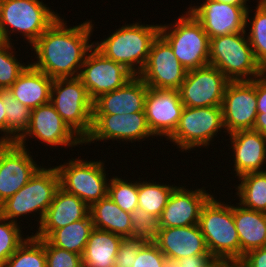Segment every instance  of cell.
I'll list each match as a JSON object with an SVG mask.
<instances>
[{
  "mask_svg": "<svg viewBox=\"0 0 266 267\" xmlns=\"http://www.w3.org/2000/svg\"><path fill=\"white\" fill-rule=\"evenodd\" d=\"M92 21L68 27L64 17L57 19L30 47L37 59L30 64L51 79L79 77L87 54L94 47L90 40L95 28Z\"/></svg>",
  "mask_w": 266,
  "mask_h": 267,
  "instance_id": "obj_1",
  "label": "cell"
},
{
  "mask_svg": "<svg viewBox=\"0 0 266 267\" xmlns=\"http://www.w3.org/2000/svg\"><path fill=\"white\" fill-rule=\"evenodd\" d=\"M122 25L101 41H94V47L105 57L124 65L134 75L144 69L153 41L160 34V24Z\"/></svg>",
  "mask_w": 266,
  "mask_h": 267,
  "instance_id": "obj_2",
  "label": "cell"
},
{
  "mask_svg": "<svg viewBox=\"0 0 266 267\" xmlns=\"http://www.w3.org/2000/svg\"><path fill=\"white\" fill-rule=\"evenodd\" d=\"M60 17L42 0H0V39L12 43L16 33L31 47Z\"/></svg>",
  "mask_w": 266,
  "mask_h": 267,
  "instance_id": "obj_3",
  "label": "cell"
},
{
  "mask_svg": "<svg viewBox=\"0 0 266 267\" xmlns=\"http://www.w3.org/2000/svg\"><path fill=\"white\" fill-rule=\"evenodd\" d=\"M216 198L212 195L201 209L198 224L201 233L214 259L240 261V241L233 217V204Z\"/></svg>",
  "mask_w": 266,
  "mask_h": 267,
  "instance_id": "obj_4",
  "label": "cell"
},
{
  "mask_svg": "<svg viewBox=\"0 0 266 267\" xmlns=\"http://www.w3.org/2000/svg\"><path fill=\"white\" fill-rule=\"evenodd\" d=\"M48 166L42 165L25 186L0 205V215L3 218L22 224L20 223L22 216L33 214V218L36 214L39 215V219L35 221L38 222L37 225H40L56 191L60 188V178L56 167Z\"/></svg>",
  "mask_w": 266,
  "mask_h": 267,
  "instance_id": "obj_5",
  "label": "cell"
},
{
  "mask_svg": "<svg viewBox=\"0 0 266 267\" xmlns=\"http://www.w3.org/2000/svg\"><path fill=\"white\" fill-rule=\"evenodd\" d=\"M246 31L210 38L209 65L230 81H251L266 73L256 60Z\"/></svg>",
  "mask_w": 266,
  "mask_h": 267,
  "instance_id": "obj_6",
  "label": "cell"
},
{
  "mask_svg": "<svg viewBox=\"0 0 266 267\" xmlns=\"http://www.w3.org/2000/svg\"><path fill=\"white\" fill-rule=\"evenodd\" d=\"M184 13V14H183ZM170 24H160V35L170 44L181 65L189 70L209 65L210 39L187 10Z\"/></svg>",
  "mask_w": 266,
  "mask_h": 267,
  "instance_id": "obj_7",
  "label": "cell"
},
{
  "mask_svg": "<svg viewBox=\"0 0 266 267\" xmlns=\"http://www.w3.org/2000/svg\"><path fill=\"white\" fill-rule=\"evenodd\" d=\"M50 102L67 126L84 141L92 128L93 100L81 79H53Z\"/></svg>",
  "mask_w": 266,
  "mask_h": 267,
  "instance_id": "obj_8",
  "label": "cell"
},
{
  "mask_svg": "<svg viewBox=\"0 0 266 267\" xmlns=\"http://www.w3.org/2000/svg\"><path fill=\"white\" fill-rule=\"evenodd\" d=\"M221 130H225L221 106H185L178 126L167 141L170 140L169 142L183 153L201 149V147L207 149L210 144H213L211 142L215 140L214 138L222 133Z\"/></svg>",
  "mask_w": 266,
  "mask_h": 267,
  "instance_id": "obj_9",
  "label": "cell"
},
{
  "mask_svg": "<svg viewBox=\"0 0 266 267\" xmlns=\"http://www.w3.org/2000/svg\"><path fill=\"white\" fill-rule=\"evenodd\" d=\"M104 163L103 160L88 161L78 156L61 165H55L60 178V188L76 195L90 207L94 202L108 196L110 179L107 177L109 173L106 172Z\"/></svg>",
  "mask_w": 266,
  "mask_h": 267,
  "instance_id": "obj_10",
  "label": "cell"
},
{
  "mask_svg": "<svg viewBox=\"0 0 266 267\" xmlns=\"http://www.w3.org/2000/svg\"><path fill=\"white\" fill-rule=\"evenodd\" d=\"M31 137L52 148L61 146L72 149L83 145V141L67 126L51 102L32 109L29 126L16 144L26 148V142Z\"/></svg>",
  "mask_w": 266,
  "mask_h": 267,
  "instance_id": "obj_11",
  "label": "cell"
},
{
  "mask_svg": "<svg viewBox=\"0 0 266 267\" xmlns=\"http://www.w3.org/2000/svg\"><path fill=\"white\" fill-rule=\"evenodd\" d=\"M155 138L151 132L145 112L132 114H93L90 134L83 141V145L95 142L122 141L134 143L147 138Z\"/></svg>",
  "mask_w": 266,
  "mask_h": 267,
  "instance_id": "obj_12",
  "label": "cell"
},
{
  "mask_svg": "<svg viewBox=\"0 0 266 267\" xmlns=\"http://www.w3.org/2000/svg\"><path fill=\"white\" fill-rule=\"evenodd\" d=\"M229 82L211 65L189 70L179 88L181 101L187 107L221 106Z\"/></svg>",
  "mask_w": 266,
  "mask_h": 267,
  "instance_id": "obj_13",
  "label": "cell"
},
{
  "mask_svg": "<svg viewBox=\"0 0 266 267\" xmlns=\"http://www.w3.org/2000/svg\"><path fill=\"white\" fill-rule=\"evenodd\" d=\"M134 76L124 65L105 57L95 47L87 54L79 74L93 101L101 94L124 86Z\"/></svg>",
  "mask_w": 266,
  "mask_h": 267,
  "instance_id": "obj_14",
  "label": "cell"
},
{
  "mask_svg": "<svg viewBox=\"0 0 266 267\" xmlns=\"http://www.w3.org/2000/svg\"><path fill=\"white\" fill-rule=\"evenodd\" d=\"M221 107L225 134L253 130L257 117L256 79L230 81Z\"/></svg>",
  "mask_w": 266,
  "mask_h": 267,
  "instance_id": "obj_15",
  "label": "cell"
},
{
  "mask_svg": "<svg viewBox=\"0 0 266 267\" xmlns=\"http://www.w3.org/2000/svg\"><path fill=\"white\" fill-rule=\"evenodd\" d=\"M187 72L173 54L170 44L159 34L153 41L147 63L138 76L150 88L179 90Z\"/></svg>",
  "mask_w": 266,
  "mask_h": 267,
  "instance_id": "obj_16",
  "label": "cell"
},
{
  "mask_svg": "<svg viewBox=\"0 0 266 267\" xmlns=\"http://www.w3.org/2000/svg\"><path fill=\"white\" fill-rule=\"evenodd\" d=\"M200 4H191L187 10L201 23L209 39L246 30V13L250 5L215 0H203Z\"/></svg>",
  "mask_w": 266,
  "mask_h": 267,
  "instance_id": "obj_17",
  "label": "cell"
},
{
  "mask_svg": "<svg viewBox=\"0 0 266 267\" xmlns=\"http://www.w3.org/2000/svg\"><path fill=\"white\" fill-rule=\"evenodd\" d=\"M29 148L16 143L0 144V205L25 186L36 171L37 165Z\"/></svg>",
  "mask_w": 266,
  "mask_h": 267,
  "instance_id": "obj_18",
  "label": "cell"
},
{
  "mask_svg": "<svg viewBox=\"0 0 266 267\" xmlns=\"http://www.w3.org/2000/svg\"><path fill=\"white\" fill-rule=\"evenodd\" d=\"M184 107L179 90L148 87L144 111L151 132L167 139L178 126Z\"/></svg>",
  "mask_w": 266,
  "mask_h": 267,
  "instance_id": "obj_19",
  "label": "cell"
},
{
  "mask_svg": "<svg viewBox=\"0 0 266 267\" xmlns=\"http://www.w3.org/2000/svg\"><path fill=\"white\" fill-rule=\"evenodd\" d=\"M176 186L171 193L160 217V227H183L199 224L203 205L213 195L208 190ZM208 191V192H207Z\"/></svg>",
  "mask_w": 266,
  "mask_h": 267,
  "instance_id": "obj_20",
  "label": "cell"
},
{
  "mask_svg": "<svg viewBox=\"0 0 266 267\" xmlns=\"http://www.w3.org/2000/svg\"><path fill=\"white\" fill-rule=\"evenodd\" d=\"M229 135L234 176L236 178L266 170V136L254 130H240ZM264 164V165H263ZM262 166H265L262 167Z\"/></svg>",
  "mask_w": 266,
  "mask_h": 267,
  "instance_id": "obj_21",
  "label": "cell"
},
{
  "mask_svg": "<svg viewBox=\"0 0 266 267\" xmlns=\"http://www.w3.org/2000/svg\"><path fill=\"white\" fill-rule=\"evenodd\" d=\"M148 86L135 75L124 86L101 94L93 101V114H132L145 112V97Z\"/></svg>",
  "mask_w": 266,
  "mask_h": 267,
  "instance_id": "obj_22",
  "label": "cell"
},
{
  "mask_svg": "<svg viewBox=\"0 0 266 267\" xmlns=\"http://www.w3.org/2000/svg\"><path fill=\"white\" fill-rule=\"evenodd\" d=\"M90 207L76 195L59 188L36 232L37 238H47L54 230L84 219Z\"/></svg>",
  "mask_w": 266,
  "mask_h": 267,
  "instance_id": "obj_23",
  "label": "cell"
},
{
  "mask_svg": "<svg viewBox=\"0 0 266 267\" xmlns=\"http://www.w3.org/2000/svg\"><path fill=\"white\" fill-rule=\"evenodd\" d=\"M154 243L164 255L176 259L210 254L198 224L183 227H160Z\"/></svg>",
  "mask_w": 266,
  "mask_h": 267,
  "instance_id": "obj_24",
  "label": "cell"
},
{
  "mask_svg": "<svg viewBox=\"0 0 266 267\" xmlns=\"http://www.w3.org/2000/svg\"><path fill=\"white\" fill-rule=\"evenodd\" d=\"M53 79L29 64L9 88L13 97L31 110L50 102Z\"/></svg>",
  "mask_w": 266,
  "mask_h": 267,
  "instance_id": "obj_25",
  "label": "cell"
},
{
  "mask_svg": "<svg viewBox=\"0 0 266 267\" xmlns=\"http://www.w3.org/2000/svg\"><path fill=\"white\" fill-rule=\"evenodd\" d=\"M235 204H237L235 206ZM233 204V217L240 241V260L251 250L266 247V213Z\"/></svg>",
  "mask_w": 266,
  "mask_h": 267,
  "instance_id": "obj_26",
  "label": "cell"
},
{
  "mask_svg": "<svg viewBox=\"0 0 266 267\" xmlns=\"http://www.w3.org/2000/svg\"><path fill=\"white\" fill-rule=\"evenodd\" d=\"M122 236L94 228L82 254L83 267H113Z\"/></svg>",
  "mask_w": 266,
  "mask_h": 267,
  "instance_id": "obj_27",
  "label": "cell"
},
{
  "mask_svg": "<svg viewBox=\"0 0 266 267\" xmlns=\"http://www.w3.org/2000/svg\"><path fill=\"white\" fill-rule=\"evenodd\" d=\"M94 228L109 231L125 237H130V213L122 210L107 196L94 202L89 209Z\"/></svg>",
  "mask_w": 266,
  "mask_h": 267,
  "instance_id": "obj_28",
  "label": "cell"
},
{
  "mask_svg": "<svg viewBox=\"0 0 266 267\" xmlns=\"http://www.w3.org/2000/svg\"><path fill=\"white\" fill-rule=\"evenodd\" d=\"M94 229L90 213L76 222L54 230L46 240L53 246L77 253L82 256L88 238Z\"/></svg>",
  "mask_w": 266,
  "mask_h": 267,
  "instance_id": "obj_29",
  "label": "cell"
},
{
  "mask_svg": "<svg viewBox=\"0 0 266 267\" xmlns=\"http://www.w3.org/2000/svg\"><path fill=\"white\" fill-rule=\"evenodd\" d=\"M235 196L238 203L247 209L266 213V170L238 177Z\"/></svg>",
  "mask_w": 266,
  "mask_h": 267,
  "instance_id": "obj_30",
  "label": "cell"
},
{
  "mask_svg": "<svg viewBox=\"0 0 266 267\" xmlns=\"http://www.w3.org/2000/svg\"><path fill=\"white\" fill-rule=\"evenodd\" d=\"M2 100L6 111V144H13L28 128L32 110L16 100L9 89H2Z\"/></svg>",
  "mask_w": 266,
  "mask_h": 267,
  "instance_id": "obj_31",
  "label": "cell"
},
{
  "mask_svg": "<svg viewBox=\"0 0 266 267\" xmlns=\"http://www.w3.org/2000/svg\"><path fill=\"white\" fill-rule=\"evenodd\" d=\"M138 179V207L159 218L176 185Z\"/></svg>",
  "mask_w": 266,
  "mask_h": 267,
  "instance_id": "obj_32",
  "label": "cell"
},
{
  "mask_svg": "<svg viewBox=\"0 0 266 267\" xmlns=\"http://www.w3.org/2000/svg\"><path fill=\"white\" fill-rule=\"evenodd\" d=\"M1 267H46L45 238L31 234Z\"/></svg>",
  "mask_w": 266,
  "mask_h": 267,
  "instance_id": "obj_33",
  "label": "cell"
},
{
  "mask_svg": "<svg viewBox=\"0 0 266 267\" xmlns=\"http://www.w3.org/2000/svg\"><path fill=\"white\" fill-rule=\"evenodd\" d=\"M252 10H254L253 17L249 14ZM252 10L251 7H248L246 13V29L250 26L248 28L249 32H246V35L257 62L266 71V11L258 4Z\"/></svg>",
  "mask_w": 266,
  "mask_h": 267,
  "instance_id": "obj_34",
  "label": "cell"
},
{
  "mask_svg": "<svg viewBox=\"0 0 266 267\" xmlns=\"http://www.w3.org/2000/svg\"><path fill=\"white\" fill-rule=\"evenodd\" d=\"M13 45L15 44L0 42V89H9L30 64L29 61L26 65L18 60V55L15 54L18 51H14L16 49Z\"/></svg>",
  "mask_w": 266,
  "mask_h": 267,
  "instance_id": "obj_35",
  "label": "cell"
},
{
  "mask_svg": "<svg viewBox=\"0 0 266 267\" xmlns=\"http://www.w3.org/2000/svg\"><path fill=\"white\" fill-rule=\"evenodd\" d=\"M108 196L122 210L131 213L138 207V180L131 181L114 175L108 184Z\"/></svg>",
  "mask_w": 266,
  "mask_h": 267,
  "instance_id": "obj_36",
  "label": "cell"
},
{
  "mask_svg": "<svg viewBox=\"0 0 266 267\" xmlns=\"http://www.w3.org/2000/svg\"><path fill=\"white\" fill-rule=\"evenodd\" d=\"M130 237L144 242H154L160 231L159 218L137 207L130 213Z\"/></svg>",
  "mask_w": 266,
  "mask_h": 267,
  "instance_id": "obj_37",
  "label": "cell"
},
{
  "mask_svg": "<svg viewBox=\"0 0 266 267\" xmlns=\"http://www.w3.org/2000/svg\"><path fill=\"white\" fill-rule=\"evenodd\" d=\"M22 226L0 215V267L27 239L23 235Z\"/></svg>",
  "mask_w": 266,
  "mask_h": 267,
  "instance_id": "obj_38",
  "label": "cell"
},
{
  "mask_svg": "<svg viewBox=\"0 0 266 267\" xmlns=\"http://www.w3.org/2000/svg\"><path fill=\"white\" fill-rule=\"evenodd\" d=\"M46 267H83L82 256L51 245L45 239Z\"/></svg>",
  "mask_w": 266,
  "mask_h": 267,
  "instance_id": "obj_39",
  "label": "cell"
},
{
  "mask_svg": "<svg viewBox=\"0 0 266 267\" xmlns=\"http://www.w3.org/2000/svg\"><path fill=\"white\" fill-rule=\"evenodd\" d=\"M165 255L154 242H144L137 251L132 267H164Z\"/></svg>",
  "mask_w": 266,
  "mask_h": 267,
  "instance_id": "obj_40",
  "label": "cell"
},
{
  "mask_svg": "<svg viewBox=\"0 0 266 267\" xmlns=\"http://www.w3.org/2000/svg\"><path fill=\"white\" fill-rule=\"evenodd\" d=\"M144 241L134 238H122L113 267H132L137 251Z\"/></svg>",
  "mask_w": 266,
  "mask_h": 267,
  "instance_id": "obj_41",
  "label": "cell"
},
{
  "mask_svg": "<svg viewBox=\"0 0 266 267\" xmlns=\"http://www.w3.org/2000/svg\"><path fill=\"white\" fill-rule=\"evenodd\" d=\"M240 261L243 267H266V247L249 251Z\"/></svg>",
  "mask_w": 266,
  "mask_h": 267,
  "instance_id": "obj_42",
  "label": "cell"
},
{
  "mask_svg": "<svg viewBox=\"0 0 266 267\" xmlns=\"http://www.w3.org/2000/svg\"><path fill=\"white\" fill-rule=\"evenodd\" d=\"M178 260L180 267H212L218 261L211 254L182 257Z\"/></svg>",
  "mask_w": 266,
  "mask_h": 267,
  "instance_id": "obj_43",
  "label": "cell"
},
{
  "mask_svg": "<svg viewBox=\"0 0 266 267\" xmlns=\"http://www.w3.org/2000/svg\"><path fill=\"white\" fill-rule=\"evenodd\" d=\"M257 113H266V73L256 78Z\"/></svg>",
  "mask_w": 266,
  "mask_h": 267,
  "instance_id": "obj_44",
  "label": "cell"
},
{
  "mask_svg": "<svg viewBox=\"0 0 266 267\" xmlns=\"http://www.w3.org/2000/svg\"><path fill=\"white\" fill-rule=\"evenodd\" d=\"M0 135V144H6V111L2 100V89H0Z\"/></svg>",
  "mask_w": 266,
  "mask_h": 267,
  "instance_id": "obj_45",
  "label": "cell"
},
{
  "mask_svg": "<svg viewBox=\"0 0 266 267\" xmlns=\"http://www.w3.org/2000/svg\"><path fill=\"white\" fill-rule=\"evenodd\" d=\"M253 130L266 136V113H257Z\"/></svg>",
  "mask_w": 266,
  "mask_h": 267,
  "instance_id": "obj_46",
  "label": "cell"
},
{
  "mask_svg": "<svg viewBox=\"0 0 266 267\" xmlns=\"http://www.w3.org/2000/svg\"><path fill=\"white\" fill-rule=\"evenodd\" d=\"M212 267H243L241 261L218 260Z\"/></svg>",
  "mask_w": 266,
  "mask_h": 267,
  "instance_id": "obj_47",
  "label": "cell"
},
{
  "mask_svg": "<svg viewBox=\"0 0 266 267\" xmlns=\"http://www.w3.org/2000/svg\"><path fill=\"white\" fill-rule=\"evenodd\" d=\"M164 267H180L179 260L175 257L165 255Z\"/></svg>",
  "mask_w": 266,
  "mask_h": 267,
  "instance_id": "obj_48",
  "label": "cell"
},
{
  "mask_svg": "<svg viewBox=\"0 0 266 267\" xmlns=\"http://www.w3.org/2000/svg\"><path fill=\"white\" fill-rule=\"evenodd\" d=\"M218 2H223V3H231V4H248L247 1L249 0H215Z\"/></svg>",
  "mask_w": 266,
  "mask_h": 267,
  "instance_id": "obj_49",
  "label": "cell"
},
{
  "mask_svg": "<svg viewBox=\"0 0 266 267\" xmlns=\"http://www.w3.org/2000/svg\"><path fill=\"white\" fill-rule=\"evenodd\" d=\"M257 4L266 11V0H257Z\"/></svg>",
  "mask_w": 266,
  "mask_h": 267,
  "instance_id": "obj_50",
  "label": "cell"
}]
</instances>
